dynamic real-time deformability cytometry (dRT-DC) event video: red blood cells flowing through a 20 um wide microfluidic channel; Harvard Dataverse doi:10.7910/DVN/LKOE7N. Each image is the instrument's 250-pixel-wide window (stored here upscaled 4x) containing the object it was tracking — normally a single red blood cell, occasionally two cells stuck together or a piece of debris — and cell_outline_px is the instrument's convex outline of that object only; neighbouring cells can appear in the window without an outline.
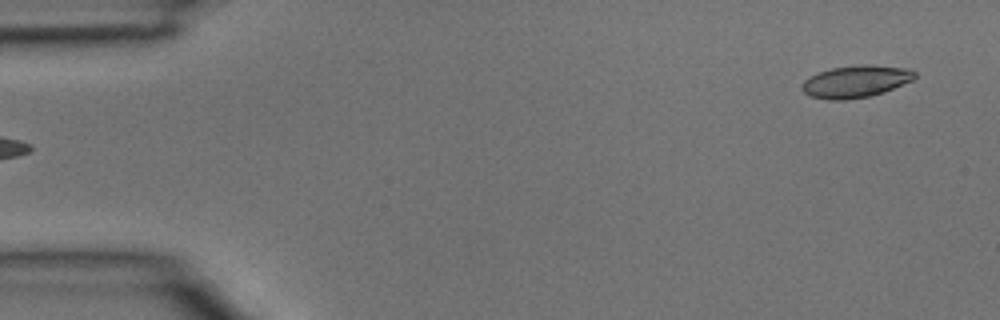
{"species": "common noctule bat (a hibernating species)", "species_latin": "Nyctalus noctula", "temperature_condition": "room temperature", "stored_images_in_passage": 4, "segment_of_instrument_passage": [2, 2], "camera_frame_rate_fps": 3000, "um_per_image_px": 0.085, "animal": {"sex": "male", "body_mass_g": 15.6}, "frame": {"image": 1, "passage_image": 4, "time_ms": 1.0, "image_size_px": [1000, 320], "cell_outline_px": [[916, 76], [912, 80], [884, 92], [868, 96], [844, 100], [828, 100], [812, 96], [804, 92], [800, 88], [800, 84], [808, 76], [816, 72], [832, 68], [856, 64], [868, 64], [908, 68], [916, 72]], "centroid_in_image_um": [72.7, 6.91], "position_along_channel_um": 12.3, "area_um2": 21.33}}